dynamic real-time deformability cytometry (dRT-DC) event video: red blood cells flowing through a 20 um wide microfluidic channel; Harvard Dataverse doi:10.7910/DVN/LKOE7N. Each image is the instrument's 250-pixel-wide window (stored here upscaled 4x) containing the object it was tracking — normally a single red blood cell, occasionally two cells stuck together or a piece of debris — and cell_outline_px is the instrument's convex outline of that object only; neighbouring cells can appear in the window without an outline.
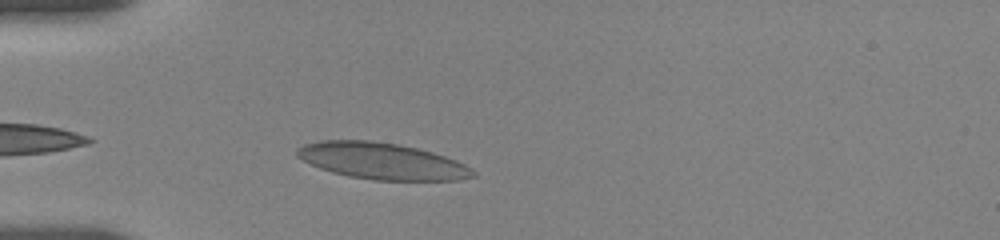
{"species": "human", "species_latin": "Homo sapiens", "temperature_condition": "room temperature", "stored_images_in_passage": 7, "camera_frame_rate_fps": 3000, "um_per_image_px": 0.085, "donor": {"sex": "female"}, "frame": {"image": 1, "passage_image": 5, "time_ms": 0.667, "image_size_px": [1000, 240], "cell_outline_px": [[476, 176], [460, 180], [372, 180], [348, 176], [332, 172], [320, 168], [296, 156], [296, 148], [304, 144], [320, 140], [372, 140], [396, 144], [416, 148], [432, 152], [456, 160], [472, 168], [476, 172]], "centroid_in_image_um": [32.47, 13.69], "position_along_channel_um": 52.5, "area_um2": 37.4}}